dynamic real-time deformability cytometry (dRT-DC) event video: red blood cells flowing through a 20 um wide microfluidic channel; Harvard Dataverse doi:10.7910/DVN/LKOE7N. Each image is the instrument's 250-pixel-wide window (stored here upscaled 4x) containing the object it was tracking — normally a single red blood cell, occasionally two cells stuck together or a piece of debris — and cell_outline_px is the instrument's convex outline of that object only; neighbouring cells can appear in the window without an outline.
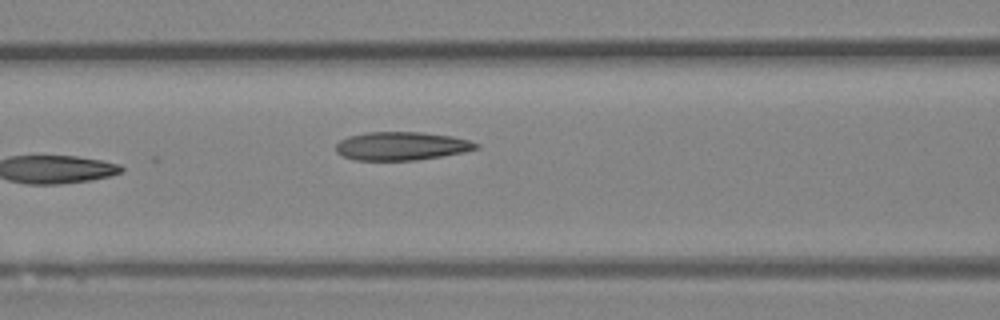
{"species": "Egyptian fruit bat (a non-hibernating species)", "species_latin": "Rousettus aegyptiacus", "temperature_condition": "room temperature", "stored_images_in_passage": 6, "camera_frame_rate_fps": 3000, "um_per_image_px": 0.085, "animal": {"sex": "female"}, "frame": {"image": 1, "passage_image": 6, "time_ms": 1.667, "image_size_px": [1000, 320], "cell_outline_px": [[480, 148], [464, 152], [416, 160], [352, 160], [336, 152], [336, 144], [340, 140], [348, 136], [368, 132], [420, 132], [452, 136], [468, 140], [480, 144]], "centroid_in_image_um": [34.13, 12.41], "position_along_channel_um": 132.5, "area_um2": 23.18}}